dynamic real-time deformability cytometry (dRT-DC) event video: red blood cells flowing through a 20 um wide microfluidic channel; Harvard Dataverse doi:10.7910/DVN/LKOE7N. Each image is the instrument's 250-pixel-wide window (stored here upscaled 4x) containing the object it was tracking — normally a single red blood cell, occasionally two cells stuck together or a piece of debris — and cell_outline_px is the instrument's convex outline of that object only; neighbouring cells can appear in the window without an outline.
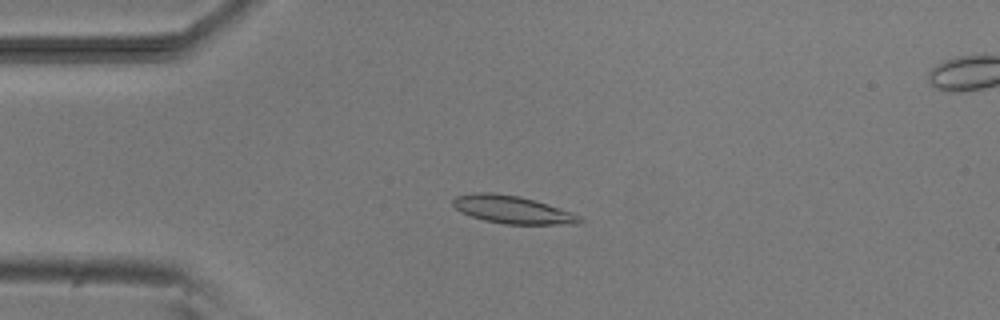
{"species": "common noctule bat (a hibernating species)", "species_latin": "Nyctalus noctula", "temperature_condition": "room temperature", "stored_images_in_passage": 8, "camera_frame_rate_fps": 3000, "um_per_image_px": 0.085, "animal": {"sex": "male", "body_mass_g": 20.5, "forearm_length_mm": 52.5}, "frame": {"image": 1, "passage_image": 3, "time_ms": 2.333, "image_size_px": [1000, 320], "cell_outline_px": [[584, 220], [576, 224], [504, 224], [484, 220], [460, 212], [452, 204], [452, 200], [456, 196], [476, 192], [492, 192], [520, 196], [536, 200], [572, 212], [580, 216]], "centroid_in_image_um": [43.55, 17.81], "position_along_channel_um": 41.4, "area_um2": 20.58}}
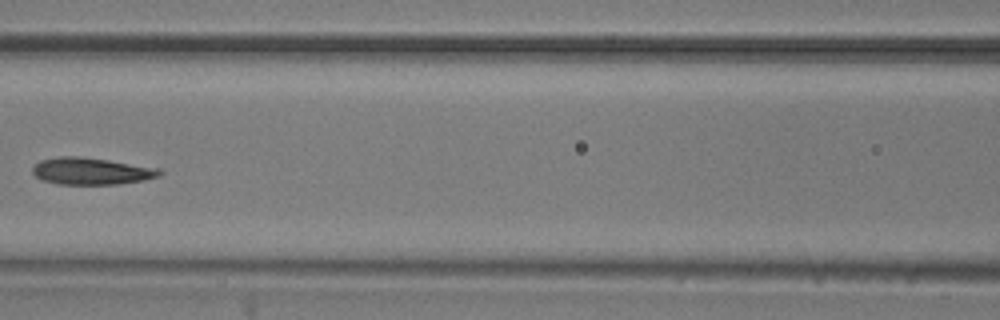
{"frame": {"image": 2, "passage_image": 6, "time_ms": 6.0, "image_size_px": [1000, 320], "cell_outline_px": [[164, 172], [160, 176], [144, 180], [120, 184], [56, 184], [44, 180], [36, 176], [32, 172], [32, 168], [40, 160], [60, 156], [80, 156], [108, 160], [160, 168]], "centroid_in_image_um": [7.79, 14.54], "position_along_channel_um": 158.8, "area_um2": 20.0}}
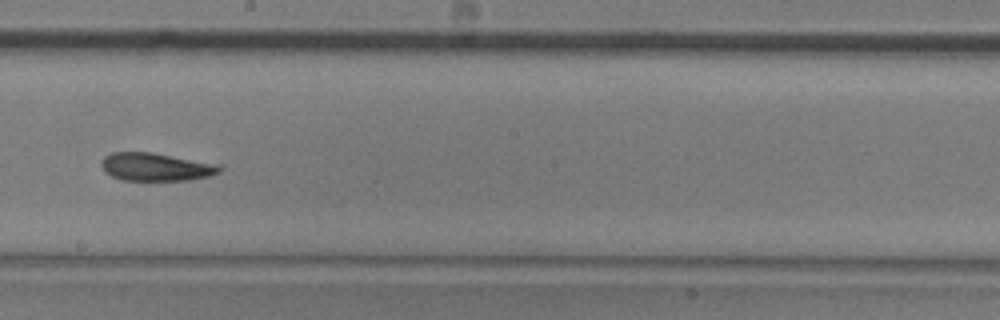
{"frame": {"image": 3, "passage_image": 8, "time_ms": 8.0, "image_size_px": [1000, 320], "cell_outline_px": [[224, 168], [220, 172], [212, 176], [188, 180], [120, 180], [104, 172], [100, 164], [104, 156], [112, 152], [152, 152], [224, 164]], "centroid_in_image_um": [13.32, 14.18], "position_along_channel_um": 234.9, "area_um2": 19.83}}